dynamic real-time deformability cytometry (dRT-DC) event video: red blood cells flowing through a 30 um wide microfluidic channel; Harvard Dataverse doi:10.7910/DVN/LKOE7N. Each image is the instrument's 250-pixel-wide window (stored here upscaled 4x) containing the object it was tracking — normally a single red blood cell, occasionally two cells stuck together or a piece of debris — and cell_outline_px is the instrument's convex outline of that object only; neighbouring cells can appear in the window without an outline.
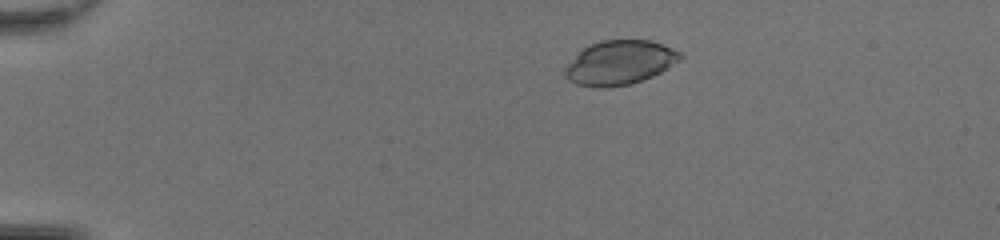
{"species": "common noctule bat (a hibernating species)", "species_latin": "Nyctalus noctula", "temperature_condition": "room temperature", "stored_images_in_passage": 47, "camera_frame_rate_fps": 3000, "um_per_image_px": 0.085, "animal": {"sex": "female", "body_mass_g": 20.0, "forearm_length_mm": 54.0}, "frame": {"image": 1, "passage_image": 8, "time_ms": 2.333, "image_size_px": [1000, 240], "cell_outline_px": [[684, 56], [680, 60], [660, 72], [652, 76], [628, 84], [608, 88], [592, 88], [576, 84], [568, 80], [564, 76], [564, 68], [588, 44], [600, 40], [652, 40], [672, 48], [680, 52]], "centroid_in_image_um": [52.65, 5.33], "position_along_channel_um": 32.3, "area_um2": 29.71}}
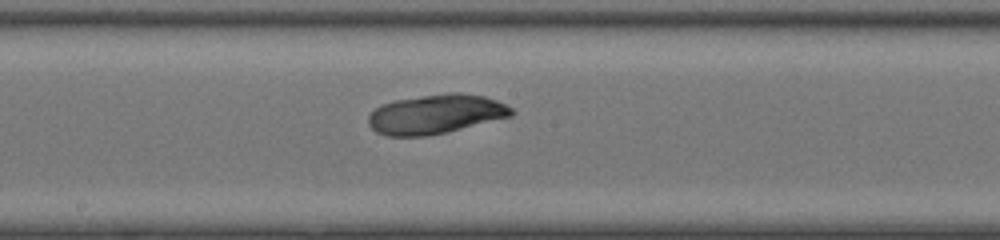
{"frame": {"image": 2, "passage_image": 26, "time_ms": 8.333, "image_size_px": [1000, 240], "cell_outline_px": [[516, 112], [512, 116], [448, 132], [428, 136], [388, 136], [376, 132], [368, 124], [368, 116], [380, 104], [396, 100], [452, 92], [460, 92], [484, 96], [496, 100], [512, 108]], "centroid_in_image_um": [37.05, 9.71], "position_along_channel_um": 211.1, "area_um2": 32.83}}
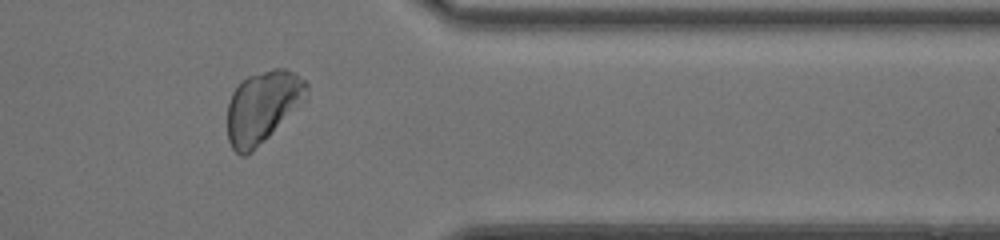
{"frame": {"image": 3, "passage_image": 39, "time_ms": 12.667, "image_size_px": [1000, 240], "cell_outline_px": [[308, 100], [252, 152], [244, 156], [240, 156], [232, 148], [228, 140], [228, 104], [232, 92], [248, 76], [272, 68], [284, 68], [292, 72], [304, 80], [308, 84]], "centroid_in_image_um": [22.36, 9.09], "position_along_channel_um": 389.0, "area_um2": 33.41}}